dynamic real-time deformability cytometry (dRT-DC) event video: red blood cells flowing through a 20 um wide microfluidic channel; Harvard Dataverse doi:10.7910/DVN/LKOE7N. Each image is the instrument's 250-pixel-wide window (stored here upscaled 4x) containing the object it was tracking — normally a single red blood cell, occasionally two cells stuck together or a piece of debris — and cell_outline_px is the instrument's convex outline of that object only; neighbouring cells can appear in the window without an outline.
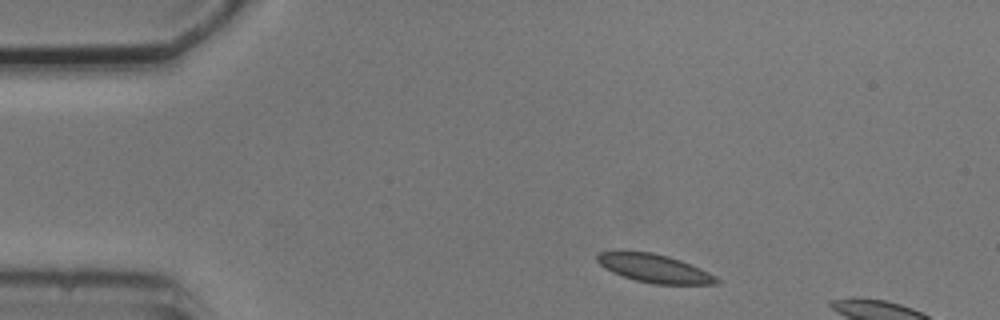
{"species": "common noctule bat (a hibernating species)", "species_latin": "Nyctalus noctula", "temperature_condition": "cold", "stored_images_in_passage": 3, "camera_frame_rate_fps": 3000, "um_per_image_px": 0.085, "animal": {"sex": "male", "body_mass_g": 20.5, "forearm_length_mm": 52.5}, "frame": {"image": 1, "passage_image": 1, "time_ms": 0.0, "image_size_px": [1000, 320], "cell_outline_px": [[720, 284], [652, 284], [636, 280], [612, 272], [604, 268], [596, 260], [596, 256], [600, 252], [620, 248], [652, 252], [668, 256], [680, 260], [700, 268], [716, 276], [720, 280]], "centroid_in_image_um": [55.55, 22.77], "position_along_channel_um": 29.4, "area_um2": 20.23}}